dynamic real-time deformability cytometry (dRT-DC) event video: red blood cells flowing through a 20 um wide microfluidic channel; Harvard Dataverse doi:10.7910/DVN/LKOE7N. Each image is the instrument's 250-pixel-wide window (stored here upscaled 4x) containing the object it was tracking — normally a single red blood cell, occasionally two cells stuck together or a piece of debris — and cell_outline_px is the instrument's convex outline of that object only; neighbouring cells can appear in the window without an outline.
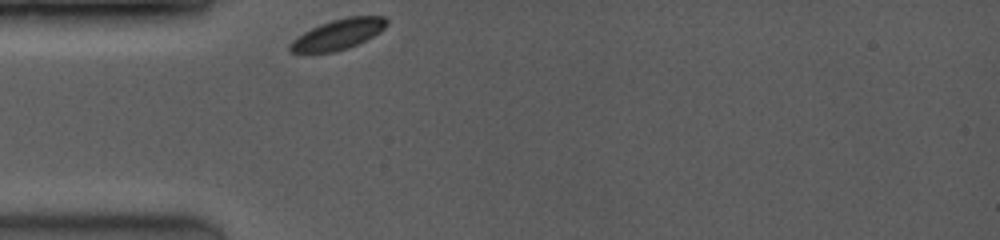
{"species": "common noctule bat (a hibernating species)", "species_latin": "Nyctalus noctula", "temperature_condition": "room temperature", "stored_images_in_passage": 3, "camera_frame_rate_fps": 3500, "um_per_image_px": 0.085, "animal": {"sex": "female", "body_mass_g": 19.0, "forearm_length_mm": 53.3}, "frame": {"image": 1, "passage_image": 1, "time_ms": 0.0, "image_size_px": [1000, 240], "cell_outline_px": [[388, 24], [380, 32], [348, 48], [332, 52], [288, 52], [288, 44], [296, 36], [320, 24], [332, 20], [348, 16], [384, 16], [388, 20]], "centroid_in_image_um": [28.72, 2.91], "position_along_channel_um": 56.3, "area_um2": 16.99}}